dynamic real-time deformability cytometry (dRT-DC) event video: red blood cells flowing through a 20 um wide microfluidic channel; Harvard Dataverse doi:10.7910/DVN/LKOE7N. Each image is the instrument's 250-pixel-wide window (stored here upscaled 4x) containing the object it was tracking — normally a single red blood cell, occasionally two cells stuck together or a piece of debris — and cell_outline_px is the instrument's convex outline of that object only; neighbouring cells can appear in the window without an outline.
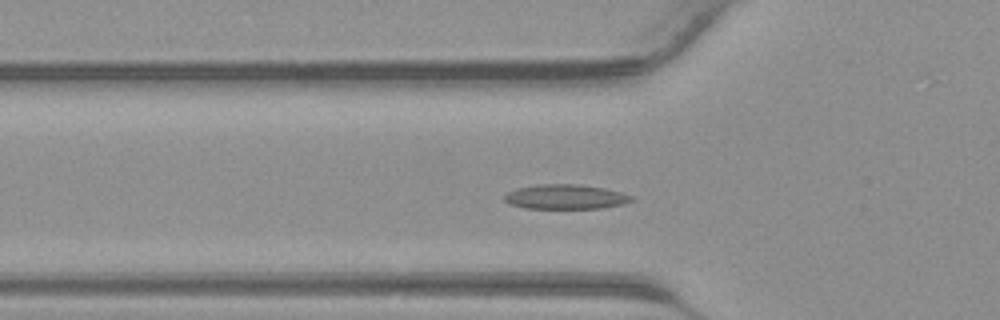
{"species": "common noctule bat (a hibernating species)", "species_latin": "Nyctalus noctula", "temperature_condition": "warm", "stored_images_in_passage": 42, "camera_frame_rate_fps": 3000, "um_per_image_px": 0.085, "animal": {"sex": "male", "body_mass_g": 23.1, "forearm_length_mm": 52.7}, "frame": {"image": 1, "passage_image": 13, "time_ms": 4.0, "image_size_px": [1000, 320], "cell_outline_px": [[632, 200], [624, 204], [600, 208], [524, 208], [508, 204], [504, 200], [504, 196], [508, 192], [516, 188], [540, 184], [580, 184], [604, 188], [620, 192], [632, 196]], "centroid_in_image_um": [48.03, 16.72], "position_along_channel_um": 77.8, "area_um2": 18.21}}
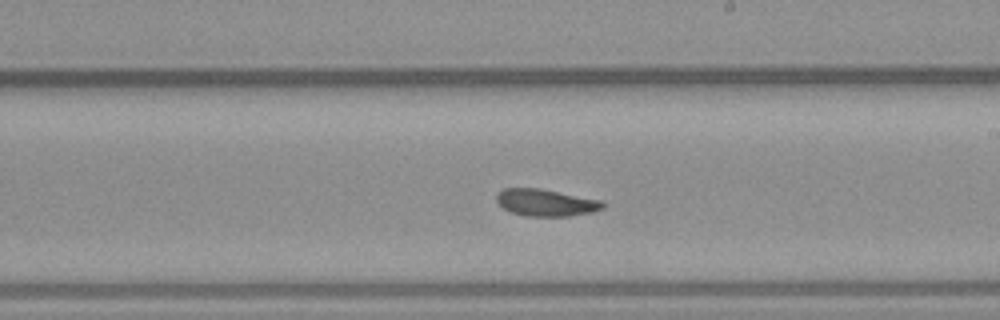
{"frame": {"image": 2, "passage_image": 23, "time_ms": 7.333, "image_size_px": [1000, 320], "cell_outline_px": [[604, 208], [592, 212], [568, 216], [528, 216], [512, 212], [504, 208], [496, 200], [496, 196], [504, 188], [540, 188], [600, 200], [604, 204]], "centroid_in_image_um": [46.4, 17.22], "position_along_channel_um": 242.6, "area_um2": 16.47}}
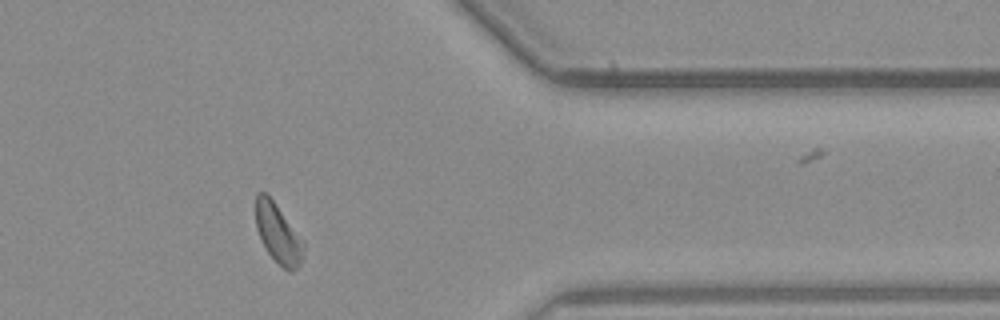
{"frame": {"image": 3, "passage_image": 33, "time_ms": 10.667, "image_size_px": [1000, 320], "cell_outline_px": [[304, 248], [300, 264], [292, 272], [288, 272], [268, 252], [260, 240], [256, 228], [256, 192], [264, 192], [272, 200], [304, 240]], "centroid_in_image_um": [23.63, 19.86], "position_along_channel_um": 387.8, "area_um2": 16.3}}